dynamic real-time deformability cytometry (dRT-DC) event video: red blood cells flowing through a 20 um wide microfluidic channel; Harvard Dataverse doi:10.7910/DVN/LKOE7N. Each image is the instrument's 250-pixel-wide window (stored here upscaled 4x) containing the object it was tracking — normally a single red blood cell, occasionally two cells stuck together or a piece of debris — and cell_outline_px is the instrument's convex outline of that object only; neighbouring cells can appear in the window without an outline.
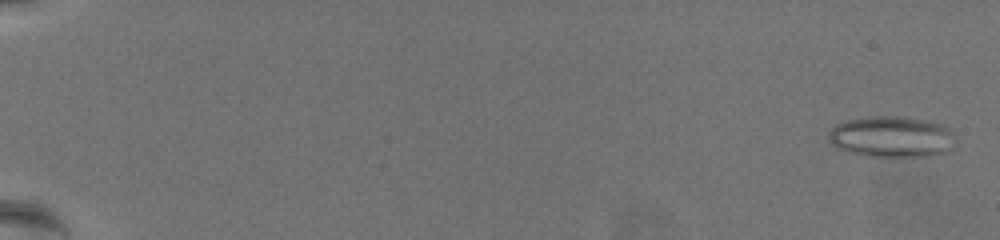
{"species": "common noctule bat (a hibernating species)", "species_latin": "Nyctalus noctula", "temperature_condition": "warm", "stored_images_in_passage": 64, "camera_frame_rate_fps": 3000, "um_per_image_px": 0.085, "animal": {"sex": "female", "body_mass_g": 19.5, "forearm_length_mm": 54.1}, "frame": {"image": 1, "passage_image": 2, "time_ms": 0.333, "image_size_px": [1000, 240], "cell_outline_px": [[952, 132], [944, 152], [920, 156], [872, 156], [848, 152], [836, 148], [828, 140], [828, 136], [832, 128], [836, 124], [848, 120], [868, 116], [904, 116], [928, 120], [940, 124], [948, 128]], "centroid_in_image_um": [75.66, 11.6], "position_along_channel_um": 9.3, "area_um2": 29.71}}
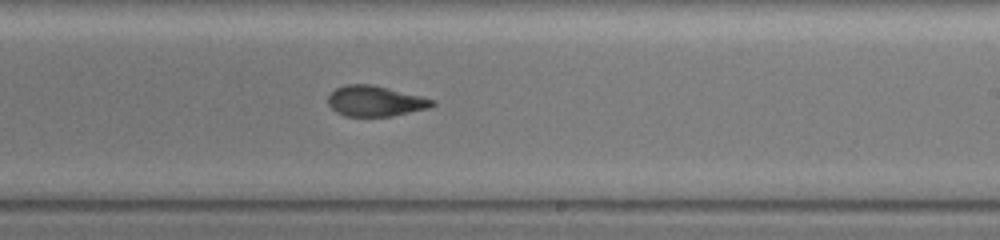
{"frame": {"image": 2, "passage_image": 42, "time_ms": 13.667, "image_size_px": [1000, 240], "cell_outline_px": [[436, 104], [428, 108], [392, 116], [344, 116], [336, 112], [328, 104], [328, 96], [336, 88], [348, 84], [372, 84], [420, 96], [432, 100]], "centroid_in_image_um": [31.86, 8.59], "position_along_channel_um": 257.1, "area_um2": 18.32}}
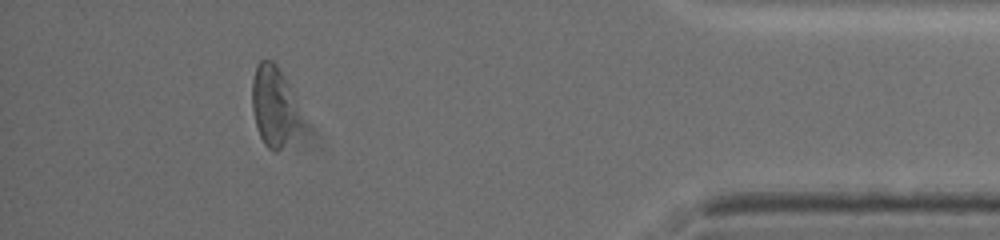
{"frame": {"image": 3, "passage_image": 59, "time_ms": 19.333, "image_size_px": [1000, 240], "cell_outline_px": [[296, 112], [292, 124], [284, 144], [276, 152], [268, 148], [264, 144], [260, 136], [256, 124], [252, 108], [252, 80], [256, 64], [260, 60], [272, 60], [276, 64], [288, 84], [296, 104]], "centroid_in_image_um": [23.13, 8.88], "position_along_channel_um": 412.1, "area_um2": 21.04}, "authors_computed_cell_mechanics": {"area_um2": 20.3167, "velocity_mm_per_s": 3.4568, "shape_relaxation_time_tau1_ms": null, "shape_relaxation_time_tau2_ms": 2.5951, "deformation_change_tau1": null, "deformation_change_tau2": 0.0985}}